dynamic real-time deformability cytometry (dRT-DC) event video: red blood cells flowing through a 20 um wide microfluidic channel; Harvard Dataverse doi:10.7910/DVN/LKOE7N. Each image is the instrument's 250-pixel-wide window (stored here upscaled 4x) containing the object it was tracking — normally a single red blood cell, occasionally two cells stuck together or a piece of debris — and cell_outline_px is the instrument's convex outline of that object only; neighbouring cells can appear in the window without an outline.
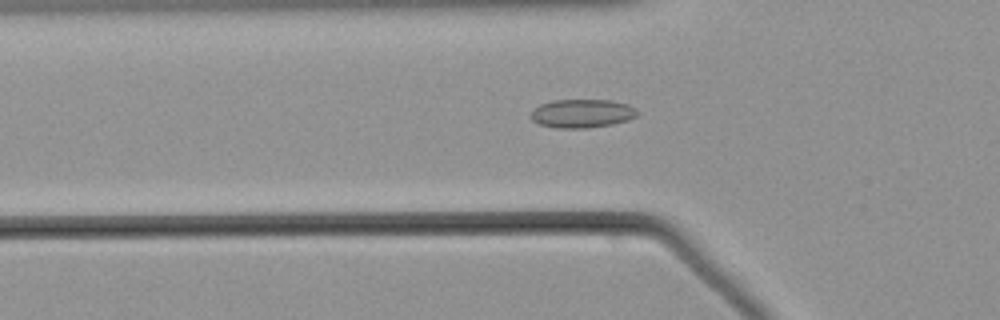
{"species": "common noctule bat (a hibernating species)", "species_latin": "Nyctalus noctula", "temperature_condition": "warm", "stored_images_in_passage": 55, "camera_frame_rate_fps": 3000, "um_per_image_px": 0.085, "animal": {"sex": "male", "body_mass_g": 21.5, "forearm_length_mm": 52.0}, "frame": {"image": 1, "passage_image": 19, "time_ms": 6.0, "image_size_px": [1000, 320], "cell_outline_px": [[636, 116], [628, 120], [612, 124], [588, 128], [556, 128], [536, 124], [532, 120], [532, 112], [540, 104], [552, 100], [612, 100], [628, 104], [636, 108]], "centroid_in_image_um": [49.47, 9.65], "position_along_channel_um": 76.3, "area_um2": 17.74}}
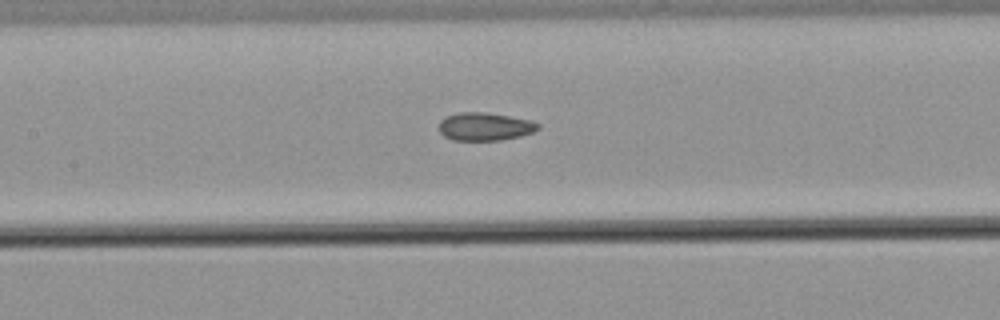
{"frame": {"image": 2, "passage_image": 26, "time_ms": 8.333, "image_size_px": [1000, 320], "cell_outline_px": [[540, 128], [532, 132], [520, 136], [500, 140], [452, 140], [444, 136], [440, 132], [440, 120], [448, 116], [460, 112], [488, 112], [532, 120], [540, 124]], "centroid_in_image_um": [41.24, 10.75], "position_along_channel_um": 166.2, "area_um2": 16.18}}
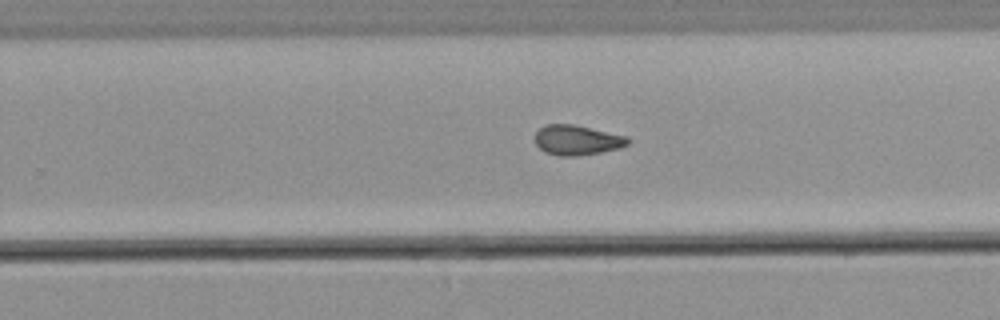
{"frame": {"image": 3, "passage_image": 35, "time_ms": 11.333, "image_size_px": [1000, 320], "cell_outline_px": [[628, 144], [620, 148], [580, 156], [560, 156], [544, 152], [536, 144], [536, 132], [544, 124], [572, 124], [628, 136]], "centroid_in_image_um": [49.04, 11.91], "position_along_channel_um": 280.8, "area_um2": 16.18}}